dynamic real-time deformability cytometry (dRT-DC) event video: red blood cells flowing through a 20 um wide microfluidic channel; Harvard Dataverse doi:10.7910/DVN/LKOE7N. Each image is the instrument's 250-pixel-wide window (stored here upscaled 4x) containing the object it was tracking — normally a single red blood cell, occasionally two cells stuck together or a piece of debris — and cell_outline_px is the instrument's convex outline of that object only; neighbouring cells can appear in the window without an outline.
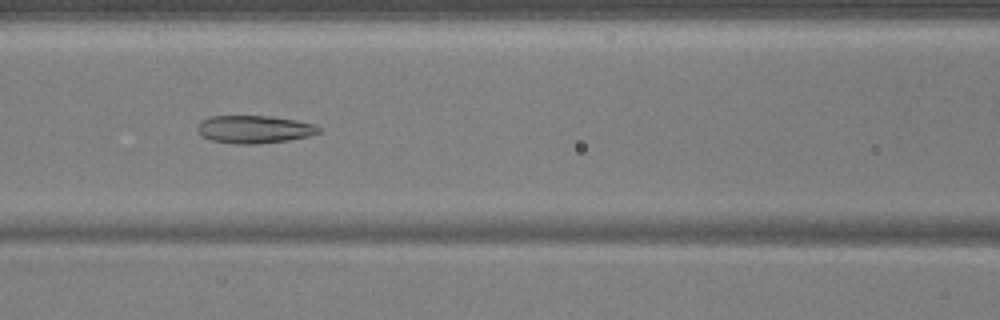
{"species": "common noctule bat (a hibernating species)", "species_latin": "Nyctalus noctula", "temperature_condition": "warm", "stored_images_in_passage": 47, "camera_frame_rate_fps": 3000, "um_per_image_px": 0.085, "animal": {"sex": "male", "body_mass_g": 17.9, "forearm_length_mm": 54.2}, "frame": {"image": 1, "passage_image": 17, "time_ms": 5.333, "image_size_px": [1000, 320], "cell_outline_px": [[320, 132], [308, 136], [288, 140], [252, 144], [236, 144], [212, 140], [204, 136], [196, 128], [200, 120], [212, 116], [268, 116], [296, 120], [316, 124], [320, 128]], "centroid_in_image_um": [21.62, 10.98], "position_along_channel_um": 145.0, "area_um2": 19.48}}
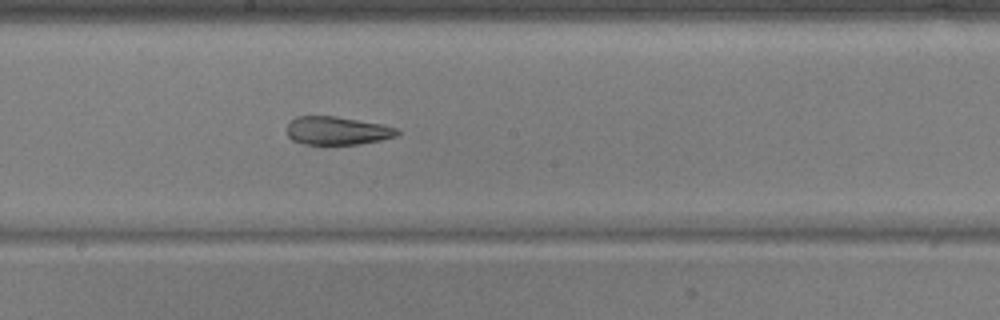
{"frame": {"image": 2, "passage_image": 23, "time_ms": 7.333, "image_size_px": [1000, 320], "cell_outline_px": [[400, 132], [396, 136], [380, 140], [356, 144], [304, 144], [292, 140], [288, 136], [288, 124], [296, 116], [336, 116], [384, 124], [400, 128]], "centroid_in_image_um": [28.7, 11.1], "position_along_channel_um": 219.5, "area_um2": 18.21}}
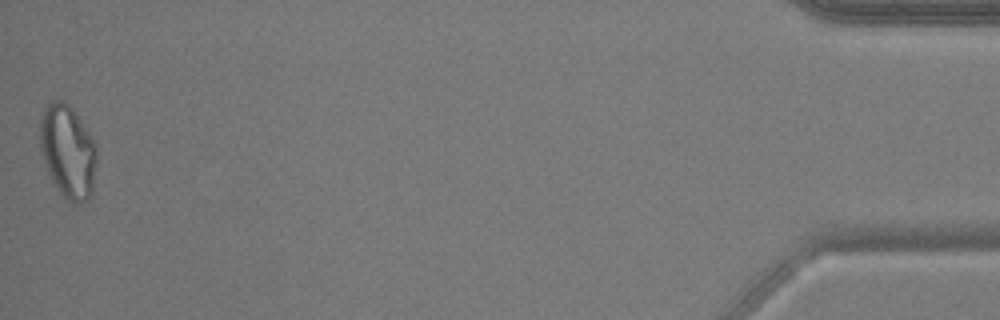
{"frame": {"image": 3, "passage_image": 47, "time_ms": 15.333, "image_size_px": [1000, 320], "cell_outline_px": [[96, 160], [92, 192], [88, 200], [80, 204], [72, 204], [60, 192], [52, 180], [40, 148], [40, 120], [44, 108], [52, 100], [64, 100], [72, 108], [92, 136], [96, 144]], "centroid_in_image_um": [5.78, 12.87], "position_along_channel_um": 429.4, "area_um2": 30.69}, "authors_computed_cell_mechanics": {"area_um2": 22.831, "velocity_mm_per_s": 3.7356, "shape_relaxation_time_tau1_ms": null, "shape_relaxation_time_tau2_ms": 2.6567, "deformation_change_tau1": null, "deformation_change_tau2": 0.09}}